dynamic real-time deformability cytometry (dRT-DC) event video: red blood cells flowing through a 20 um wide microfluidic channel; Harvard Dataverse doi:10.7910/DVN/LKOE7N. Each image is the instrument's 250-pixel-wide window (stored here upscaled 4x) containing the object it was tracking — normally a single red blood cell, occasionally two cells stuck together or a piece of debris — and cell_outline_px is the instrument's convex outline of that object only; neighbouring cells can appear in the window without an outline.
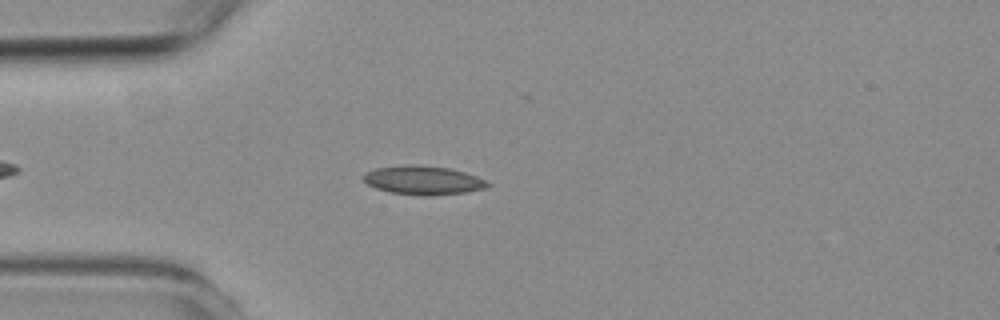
{"species": "common noctule bat (a hibernating species)", "species_latin": "Nyctalus noctula", "temperature_condition": "room temperature", "stored_images_in_passage": 4, "camera_frame_rate_fps": 3000, "um_per_image_px": 0.085, "animal": {"sex": "female", "body_mass_g": 19.3, "forearm_length_mm": 54.1}, "frame": {"image": 1, "passage_image": 2, "time_ms": 1.333, "image_size_px": [1000, 320], "cell_outline_px": [[492, 184], [488, 188], [464, 192], [428, 196], [424, 196], [388, 192], [376, 188], [368, 184], [364, 180], [364, 172], [376, 168], [404, 164], [416, 164], [448, 168], [464, 172], [488, 180]], "centroid_in_image_um": [35.99, 15.32], "position_along_channel_um": 49.0, "area_um2": 21.04}}
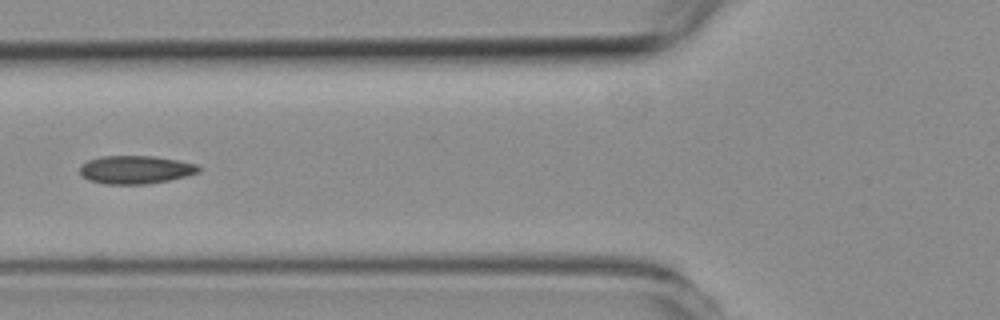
{"frame": {"image": 2, "passage_image": 4, "time_ms": 3.333, "image_size_px": [1000, 320], "cell_outline_px": [[200, 172], [188, 176], [148, 184], [104, 184], [88, 180], [80, 172], [80, 168], [88, 160], [100, 156], [152, 156], [176, 160], [196, 164], [200, 168]], "centroid_in_image_um": [11.54, 14.43], "position_along_channel_um": 114.3, "area_um2": 19.42}}